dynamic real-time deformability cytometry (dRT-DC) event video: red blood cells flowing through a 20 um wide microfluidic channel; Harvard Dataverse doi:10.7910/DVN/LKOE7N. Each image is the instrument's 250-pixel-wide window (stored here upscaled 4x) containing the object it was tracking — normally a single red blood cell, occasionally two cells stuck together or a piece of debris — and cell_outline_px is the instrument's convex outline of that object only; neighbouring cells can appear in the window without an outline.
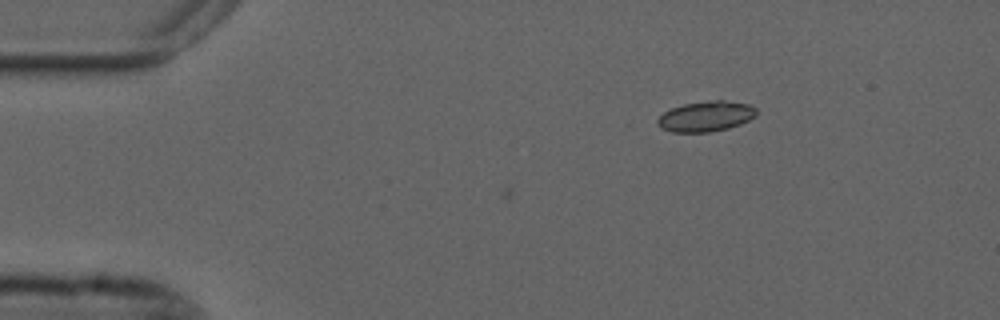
{"species": "common noctule bat (a hibernating species)", "species_latin": "Nyctalus noctula", "temperature_condition": "cold", "stored_images_in_passage": 5, "camera_frame_rate_fps": 3000, "um_per_image_px": 0.085, "animal": {"sex": "male", "forearm_length_mm": 52.5}, "frame": {"image": 1, "passage_image": 1, "time_ms": 0.0, "image_size_px": [1000, 320], "cell_outline_px": [[756, 116], [740, 124], [728, 128], [708, 132], [672, 132], [660, 128], [656, 124], [656, 120], [664, 112], [672, 108], [684, 104], [716, 100], [724, 100], [748, 104], [756, 108]], "centroid_in_image_um": [59.98, 9.9], "position_along_channel_um": 25.0, "area_um2": 17.4}}